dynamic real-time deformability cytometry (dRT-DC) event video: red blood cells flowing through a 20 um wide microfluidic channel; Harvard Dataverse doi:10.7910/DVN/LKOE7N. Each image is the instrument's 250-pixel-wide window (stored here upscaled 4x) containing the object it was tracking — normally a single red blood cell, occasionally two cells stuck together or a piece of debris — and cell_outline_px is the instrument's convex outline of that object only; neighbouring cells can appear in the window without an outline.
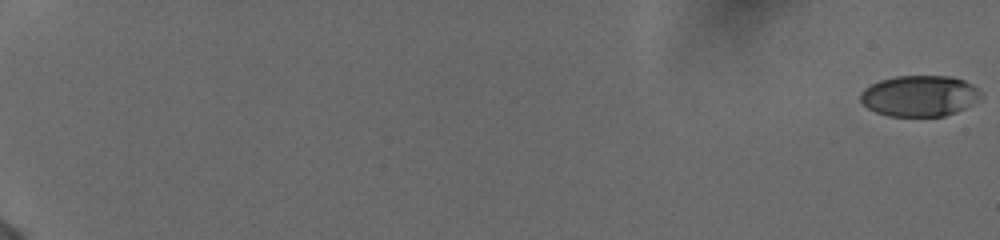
{"species": "human", "species_latin": "Homo sapiens", "temperature_condition": "cold", "stored_images_in_passage": 57, "camera_frame_rate_fps": 3000, "um_per_image_px": 0.085, "donor": {"sex": "female"}, "frame": {"image": 1, "passage_image": 1, "time_ms": 0.0, "image_size_px": [1000, 240], "cell_outline_px": [[980, 92], [972, 104], [956, 112], [944, 116], [888, 116], [876, 112], [868, 108], [860, 100], [860, 92], [864, 88], [880, 80], [896, 76], [952, 76], [964, 80], [972, 84]], "centroid_in_image_um": [78.11, 8.15], "position_along_channel_um": 6.9, "area_um2": 28.55}}
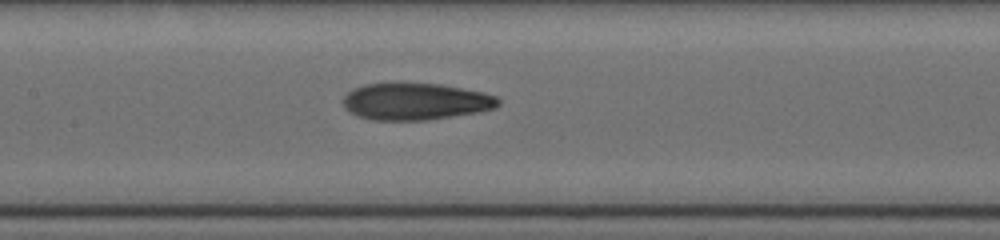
{"frame": {"image": 2, "passage_image": 32, "time_ms": 10.333, "image_size_px": [1000, 240], "cell_outline_px": [[500, 104], [496, 108], [480, 112], [428, 120], [372, 120], [360, 116], [344, 108], [344, 96], [348, 92], [364, 84], [440, 84], [484, 92], [496, 96], [500, 100]], "centroid_in_image_um": [35.38, 8.64], "position_along_channel_um": 172.0, "area_um2": 33.12}}
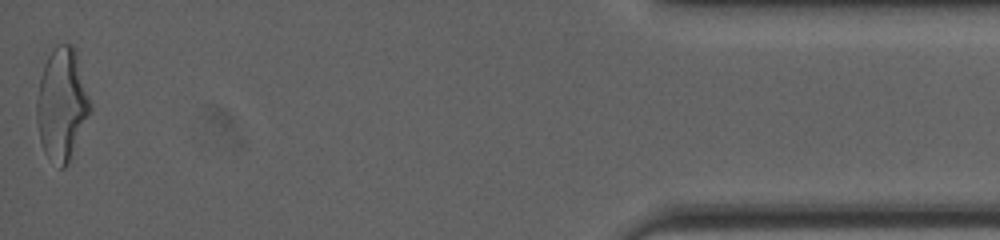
{"frame": {"image": 3, "passage_image": 57, "time_ms": 18.667, "image_size_px": [1000, 240], "cell_outline_px": [[92, 108], [68, 164], [64, 168], [60, 168], [44, 152], [40, 140], [36, 120], [36, 100], [40, 80], [44, 64], [48, 56], [56, 44], [72, 44], [76, 52]], "centroid_in_image_um": [5.25, 8.87], "position_along_channel_um": 430.0, "area_um2": 34.68}, "authors_computed_cell_mechanics": {"area_um2": 32.5992, "velocity_mm_per_s": 3.9068, "shape_relaxation_time_tau1_ms": 4.7777, "shape_relaxation_time_tau2_ms": 2.0191, "deformation_change_tau1": 0.1965, "deformation_change_tau2": 0.0914}}